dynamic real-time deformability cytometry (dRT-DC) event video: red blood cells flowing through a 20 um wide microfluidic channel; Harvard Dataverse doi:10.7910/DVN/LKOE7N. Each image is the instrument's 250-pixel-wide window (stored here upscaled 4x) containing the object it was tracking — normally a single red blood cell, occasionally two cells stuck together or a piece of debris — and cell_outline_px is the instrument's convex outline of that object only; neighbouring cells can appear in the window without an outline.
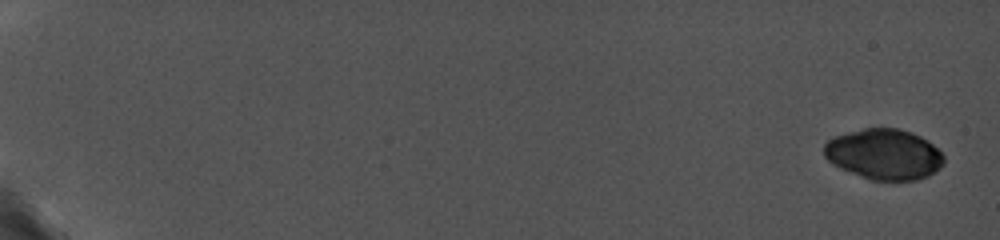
{"species": "common noctule bat (a hibernating species)", "species_latin": "Nyctalus noctula", "temperature_condition": "cold", "stored_images_in_passage": 9, "camera_frame_rate_fps": 5000, "um_per_image_px": 0.085, "animal": {"sex": "female", "body_mass_g": 19.0, "forearm_length_mm": 56.7}, "frame": {"image": 1, "passage_image": 2, "time_ms": 0.6, "image_size_px": [1000, 240], "cell_outline_px": [[944, 164], [940, 168], [928, 176], [916, 180], [872, 180], [840, 168], [832, 164], [824, 156], [824, 144], [828, 140], [836, 136], [864, 128], [900, 128], [912, 132], [928, 140], [944, 156]], "centroid_in_image_um": [75.16, 13.11], "position_along_channel_um": 9.8, "area_um2": 35.26}}